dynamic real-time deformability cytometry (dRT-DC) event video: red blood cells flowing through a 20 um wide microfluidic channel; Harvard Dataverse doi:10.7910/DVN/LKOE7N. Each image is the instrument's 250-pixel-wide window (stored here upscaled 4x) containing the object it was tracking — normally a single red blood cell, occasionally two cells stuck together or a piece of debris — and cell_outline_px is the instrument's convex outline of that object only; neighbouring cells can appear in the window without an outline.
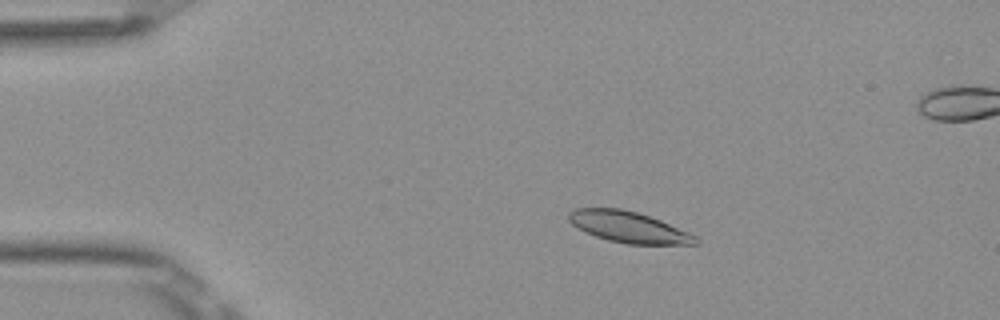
{"species": "Egyptian fruit bat (a non-hibernating species)", "species_latin": "Rousettus aegyptiacus", "temperature_condition": "room temperature", "stored_images_in_passage": 52, "segment_of_instrument_passage": [1, 2], "camera_frame_rate_fps": 3000, "um_per_image_px": 0.085, "frame": {"image": 1, "passage_image": 9, "time_ms": 2.667, "image_size_px": [1000, 320], "cell_outline_px": [[696, 244], [628, 244], [608, 240], [596, 236], [572, 224], [568, 216], [576, 208], [620, 208], [636, 212], [660, 220], [696, 236]], "centroid_in_image_um": [53.42, 19.3], "position_along_channel_um": 31.6, "area_um2": 22.31}}
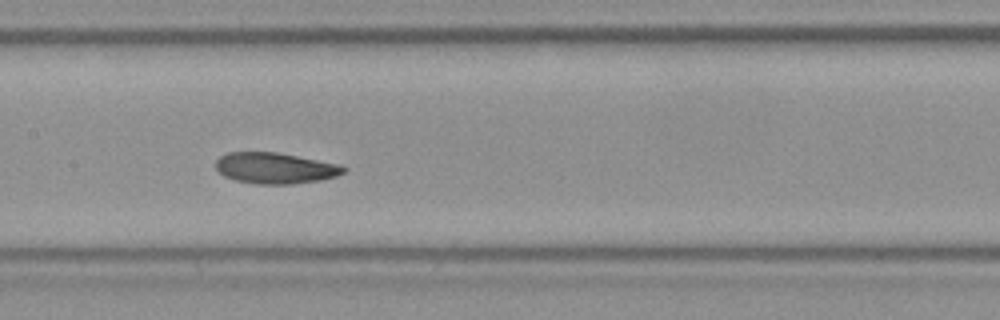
{"frame": {"image": 2, "passage_image": 25, "time_ms": 8.0, "image_size_px": [1000, 320], "cell_outline_px": [[348, 168], [344, 172], [336, 176], [316, 180], [288, 184], [260, 184], [236, 180], [224, 176], [216, 168], [216, 160], [220, 156], [228, 152], [276, 152], [336, 164]], "centroid_in_image_um": [23.34, 14.28], "position_along_channel_um": 184.1, "area_um2": 22.6}}
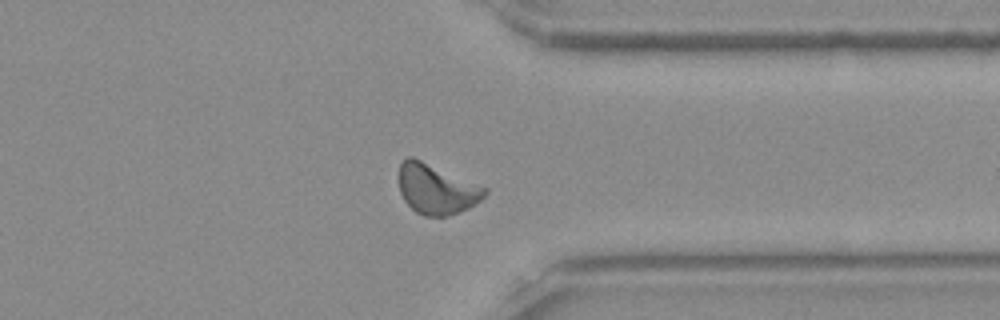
{"frame": {"image": 3, "passage_image": 40, "time_ms": 13.0, "image_size_px": [1000, 320], "cell_outline_px": [[488, 192], [480, 200], [468, 208], [444, 216], [424, 216], [416, 212], [404, 200], [400, 192], [400, 164], [408, 156], [412, 156], [488, 188]], "centroid_in_image_um": [37.1, 16.06], "position_along_channel_um": 374.3, "area_um2": 24.68}}